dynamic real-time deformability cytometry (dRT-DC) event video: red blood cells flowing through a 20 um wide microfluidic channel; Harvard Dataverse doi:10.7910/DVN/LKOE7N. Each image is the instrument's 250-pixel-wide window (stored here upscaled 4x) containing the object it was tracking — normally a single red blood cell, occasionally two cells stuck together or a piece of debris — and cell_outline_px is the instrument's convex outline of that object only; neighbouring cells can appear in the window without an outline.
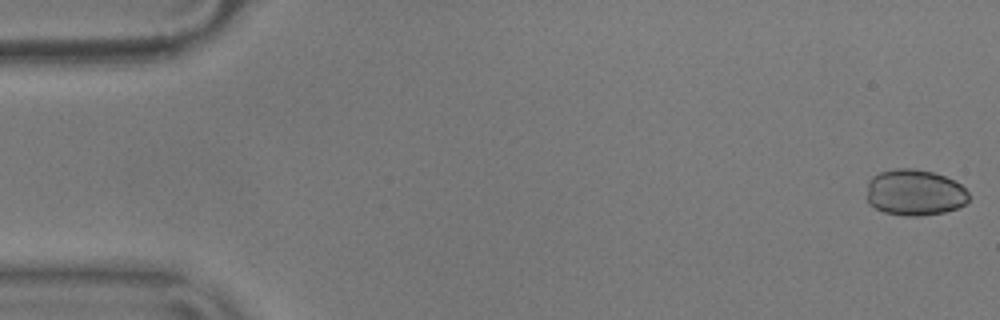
{"species": "common noctule bat (a hibernating species)", "species_latin": "Nyctalus noctula", "temperature_condition": "warm", "stored_images_in_passage": 55, "camera_frame_rate_fps": 3000, "um_per_image_px": 0.085, "animal": {"sex": "male", "body_mass_g": 17.9}, "frame": {"image": 1, "passage_image": 1, "time_ms": 0.0, "image_size_px": [1000, 320], "cell_outline_px": [[968, 200], [964, 204], [956, 208], [944, 212], [920, 216], [908, 216], [884, 212], [868, 204], [868, 180], [872, 176], [880, 172], [896, 168], [916, 168], [932, 172], [944, 176], [960, 184], [968, 192]], "centroid_in_image_um": [77.73, 16.36], "position_along_channel_um": 7.3, "area_um2": 27.4}}
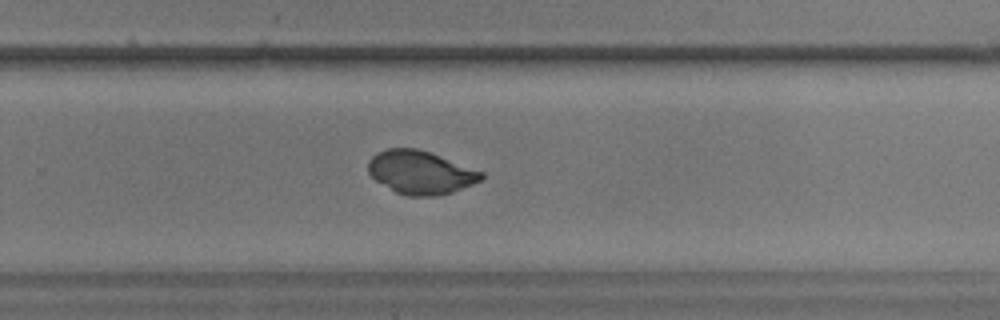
{"frame": {"image": 2, "passage_image": 36, "time_ms": 11.667, "image_size_px": [1000, 320], "cell_outline_px": [[484, 176], [480, 180], [472, 184], [452, 192], [436, 196], [408, 196], [396, 192], [376, 180], [368, 172], [368, 160], [376, 152], [388, 148], [416, 148], [432, 152], [484, 172]], "centroid_in_image_um": [35.74, 14.64], "position_along_channel_um": 294.1, "area_um2": 28.61}}
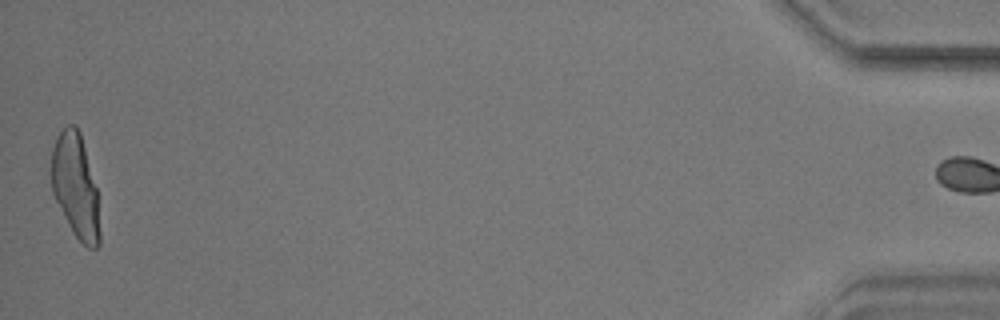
{"frame": {"image": 3, "passage_image": 55, "time_ms": 18.0, "image_size_px": [1000, 320], "cell_outline_px": [[100, 244], [96, 248], [88, 248], [72, 232], [52, 192], [52, 148], [56, 136], [68, 124], [76, 124], [80, 132], [96, 188], [100, 232]], "centroid_in_image_um": [6.42, 15.82], "position_along_channel_um": 428.8, "area_um2": 29.02}, "authors_computed_cell_mechanics": {"area_um2": 28.9, "velocity_mm_per_s": 3.6193, "shape_relaxation_time_tau1_ms": null, "shape_relaxation_time_tau2_ms": 0.5348, "deformation_change_tau1": null, "deformation_change_tau2": 0.0296}}